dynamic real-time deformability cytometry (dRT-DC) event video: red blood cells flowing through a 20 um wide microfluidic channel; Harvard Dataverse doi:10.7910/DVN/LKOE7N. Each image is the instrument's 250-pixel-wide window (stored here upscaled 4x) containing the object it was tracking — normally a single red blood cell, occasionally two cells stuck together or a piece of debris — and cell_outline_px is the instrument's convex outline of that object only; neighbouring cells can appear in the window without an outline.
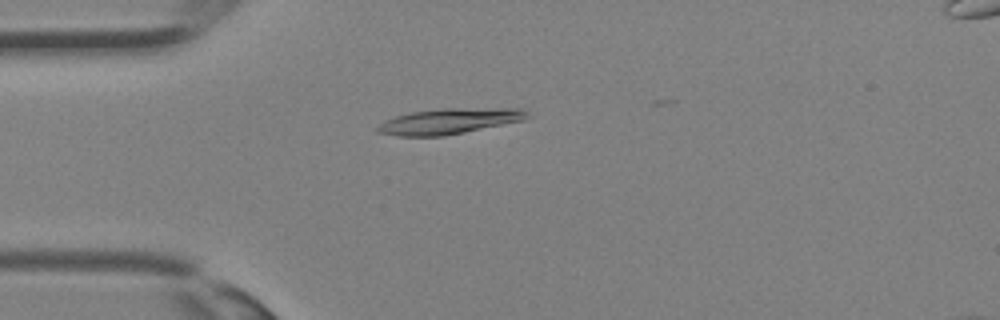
{"species": "Egyptian fruit bat (a non-hibernating species)", "species_latin": "Rousettus aegyptiacus", "temperature_condition": "room temperature", "stored_images_in_passage": 23, "camera_frame_rate_fps": 3000, "um_per_image_px": 0.085, "animal": {"sex": "female"}, "frame": {"image": 1, "passage_image": 1, "time_ms": 0.0, "image_size_px": [1000, 320], "cell_outline_px": [[528, 116], [524, 120], [444, 136], [400, 136], [376, 132], [376, 128], [380, 124], [396, 116], [412, 112], [444, 108], [524, 108]], "centroid_in_image_um": [38.2, 10.3], "position_along_channel_um": 46.8, "area_um2": 22.08}}
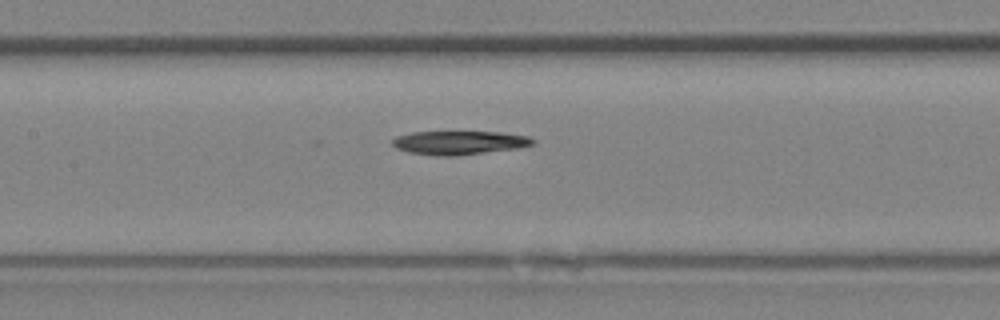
{"frame": {"image": 2, "passage_image": 8, "time_ms": 2.333, "image_size_px": [1000, 320], "cell_outline_px": [[536, 140], [532, 144], [516, 148], [452, 156], [436, 156], [408, 152], [396, 148], [392, 144], [392, 140], [396, 136], [412, 132], [500, 132], [528, 136]], "centroid_in_image_um": [38.99, 12.12], "position_along_channel_um": 168.4, "area_um2": 19.19}}
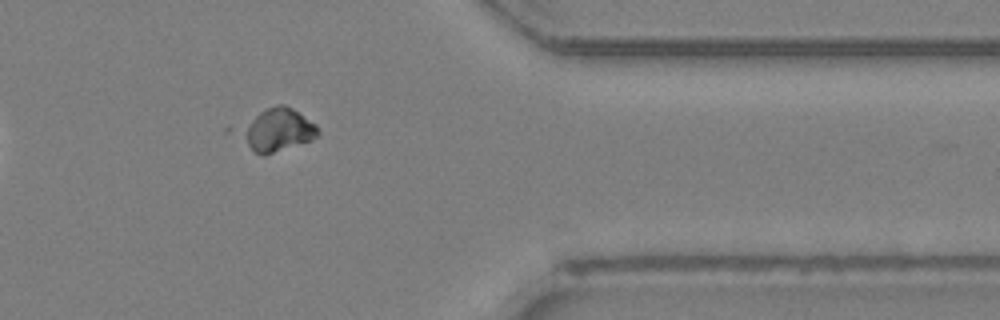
{"frame": {"image": 3, "passage_image": 20, "time_ms": 6.333, "image_size_px": [1000, 320], "cell_outline_px": [[320, 132], [312, 140], [264, 156], [260, 156], [252, 152], [240, 132], [260, 112], [276, 104], [284, 104], [292, 108], [316, 124]], "centroid_in_image_um": [23.65, 11.07], "position_along_channel_um": 387.8, "area_um2": 18.84}}